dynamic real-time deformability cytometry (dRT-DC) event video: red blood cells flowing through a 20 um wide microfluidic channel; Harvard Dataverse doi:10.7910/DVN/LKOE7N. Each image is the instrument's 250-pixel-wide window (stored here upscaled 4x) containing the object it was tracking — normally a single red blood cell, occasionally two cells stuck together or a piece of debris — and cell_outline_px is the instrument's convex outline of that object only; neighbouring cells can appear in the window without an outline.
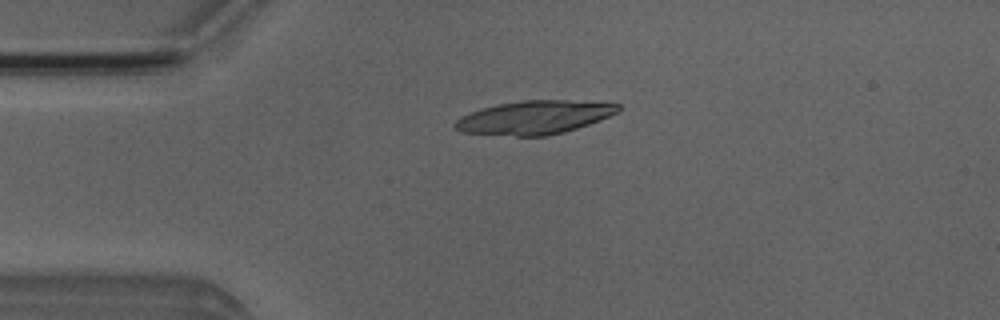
{"species": "Egyptian fruit bat (a non-hibernating species)", "species_latin": "Rousettus aegyptiacus", "temperature_condition": "room temperature", "stored_images_in_passage": 4, "camera_frame_rate_fps": 3000, "um_per_image_px": 0.085, "animal": {"sex": "male"}, "frame": {"image": 1, "passage_image": 4, "time_ms": 3.333, "image_size_px": [1000, 320], "cell_outline_px": [[620, 108], [616, 112], [600, 120], [564, 132], [544, 136], [516, 136], [460, 132], [452, 128], [452, 124], [460, 116], [480, 108], [496, 104], [520, 100], [568, 100], [620, 104]], "centroid_in_image_um": [45.33, 9.98], "position_along_channel_um": 39.7, "area_um2": 31.91}}